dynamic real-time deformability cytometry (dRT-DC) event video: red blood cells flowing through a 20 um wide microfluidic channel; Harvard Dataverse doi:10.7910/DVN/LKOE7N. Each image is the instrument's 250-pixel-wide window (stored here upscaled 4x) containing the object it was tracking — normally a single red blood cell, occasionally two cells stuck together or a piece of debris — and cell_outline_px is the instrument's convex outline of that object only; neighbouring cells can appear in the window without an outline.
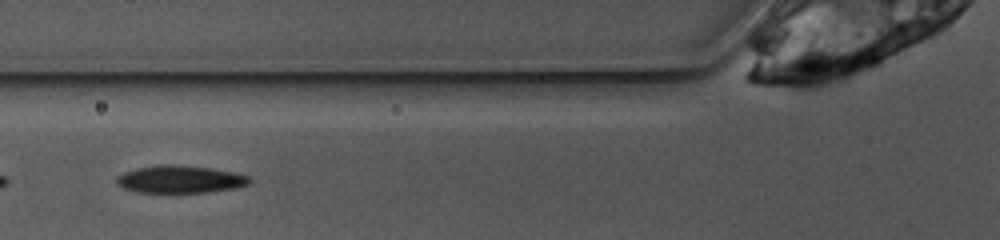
{"species": "common noctule bat (a hibernating species)", "species_latin": "Nyctalus noctula", "temperature_condition": "warm", "stored_images_in_passage": 37, "camera_frame_rate_fps": 3000, "um_per_image_px": 0.085, "animal": {"sex": "female", "body_mass_g": 10.0, "forearm_length_mm": 53.1}, "frame": {"image": 1, "passage_image": 4, "time_ms": 1.0, "image_size_px": [1000, 240], "cell_outline_px": [[252, 180], [248, 184], [232, 188], [208, 192], [136, 192], [124, 188], [116, 184], [116, 176], [124, 172], [136, 168], [156, 164], [172, 164], [212, 168], [232, 172], [248, 176]], "centroid_in_image_um": [15.25, 15.23], "position_along_channel_um": 110.5, "area_um2": 21.27}}
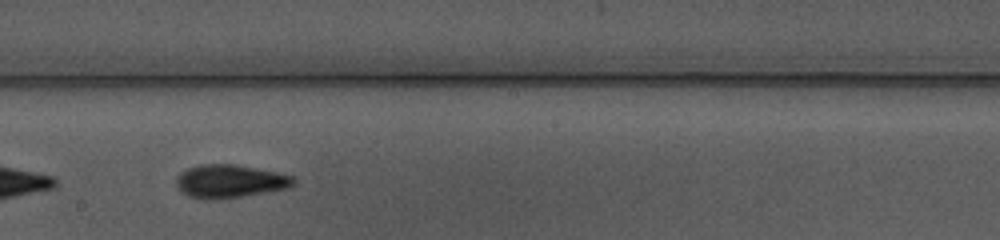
{"frame": {"image": 2, "passage_image": 13, "time_ms": 4.0, "image_size_px": [1000, 240], "cell_outline_px": [[296, 184], [288, 188], [240, 196], [212, 200], [188, 196], [176, 184], [176, 176], [180, 172], [188, 168], [200, 164], [236, 164], [276, 172], [292, 176], [296, 180]], "centroid_in_image_um": [19.54, 15.39], "position_along_channel_um": 228.7, "area_um2": 22.48}}
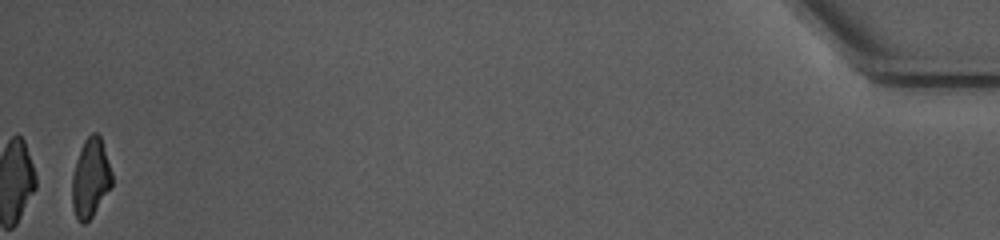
{"frame": {"image": 3, "passage_image": 36, "time_ms": 11.667, "image_size_px": [1000, 240], "cell_outline_px": [[112, 188], [92, 216], [84, 224], [80, 224], [72, 208], [72, 176], [76, 160], [80, 148], [84, 140], [92, 132], [96, 132], [100, 136], [112, 172]], "centroid_in_image_um": [7.69, 15.15], "position_along_channel_um": 427.5, "area_um2": 18.5}}